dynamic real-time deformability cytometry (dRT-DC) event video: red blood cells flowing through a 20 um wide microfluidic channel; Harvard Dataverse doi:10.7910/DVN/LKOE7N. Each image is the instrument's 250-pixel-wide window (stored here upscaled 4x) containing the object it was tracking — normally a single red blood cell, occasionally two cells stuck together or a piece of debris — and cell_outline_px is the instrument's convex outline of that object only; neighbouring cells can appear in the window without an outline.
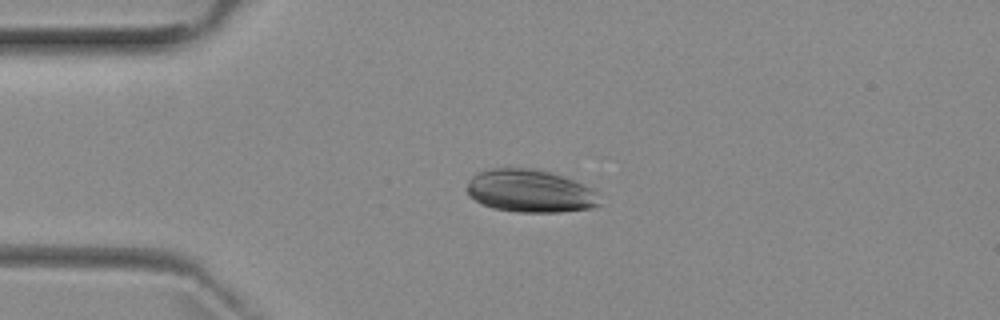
{"species": "common noctule bat (a hibernating species)", "species_latin": "Nyctalus noctula", "temperature_condition": "room temperature", "stored_images_in_passage": 7, "camera_frame_rate_fps": 3000, "um_per_image_px": 0.085, "animal": {"sex": "female", "body_mass_g": 29.2, "forearm_length_mm": 56.3}, "frame": {"image": 1, "passage_image": 3, "time_ms": 2.333, "image_size_px": [1000, 320], "cell_outline_px": [[600, 204], [592, 208], [560, 212], [516, 212], [492, 208], [480, 204], [468, 196], [468, 180], [476, 172], [488, 168], [536, 168], [552, 172], [596, 188]], "centroid_in_image_um": [45.06, 16.23], "position_along_channel_um": 39.9, "area_um2": 33.76}}
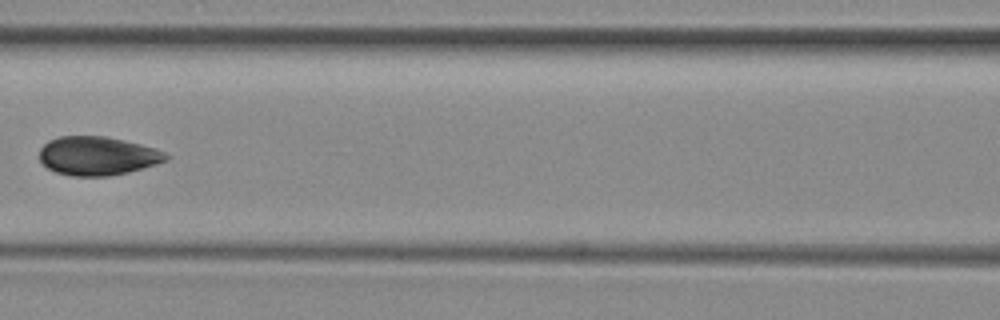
{"frame": {"image": 2, "passage_image": 6, "time_ms": 6.0, "image_size_px": [1000, 320], "cell_outline_px": [[172, 156], [168, 160], [156, 164], [128, 172], [108, 176], [72, 176], [56, 172], [48, 168], [40, 160], [40, 148], [48, 140], [60, 136], [104, 136], [124, 140], [156, 148]], "centroid_in_image_um": [8.31, 13.24], "position_along_channel_um": 158.3, "area_um2": 28.61}}
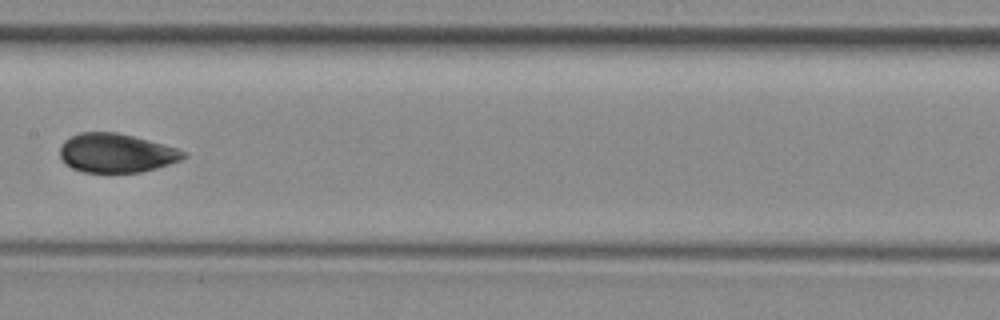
{"frame": {"image": 3, "passage_image": 7, "time_ms": 7.0, "image_size_px": [1000, 320], "cell_outline_px": [[188, 156], [180, 160], [156, 168], [140, 172], [84, 172], [72, 168], [64, 164], [60, 156], [60, 148], [64, 140], [80, 132], [116, 132], [164, 144], [188, 152]], "centroid_in_image_um": [9.87, 13.01], "position_along_channel_um": 197.5, "area_um2": 28.03}}